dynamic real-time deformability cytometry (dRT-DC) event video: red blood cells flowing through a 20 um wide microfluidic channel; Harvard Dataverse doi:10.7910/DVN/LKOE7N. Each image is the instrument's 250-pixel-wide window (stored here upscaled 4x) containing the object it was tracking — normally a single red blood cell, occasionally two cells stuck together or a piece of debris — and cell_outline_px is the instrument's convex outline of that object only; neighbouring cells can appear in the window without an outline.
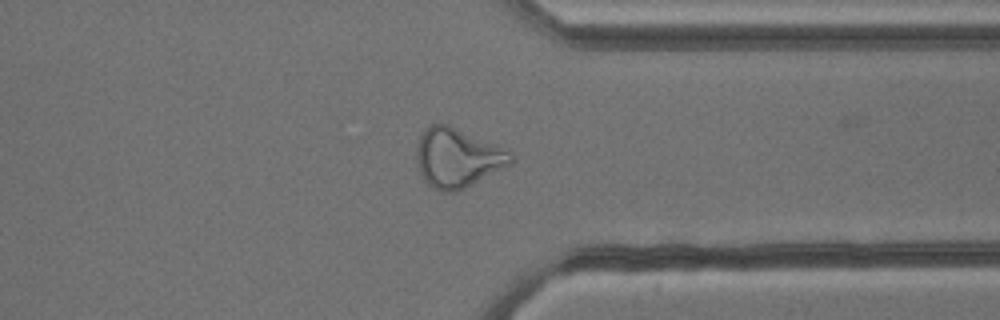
{"species": "common noctule bat (a hibernating species)", "species_latin": "Nyctalus noctula", "temperature_condition": "cold", "stored_images_in_passage": 42, "camera_frame_rate_fps": 3000, "um_per_image_px": 0.085, "animal": {"sex": "male", "body_mass_g": 13.3}, "frame": {"image": 1, "passage_image": 41, "time_ms": 13.333, "image_size_px": [1000, 320], "cell_outline_px": [[512, 164], [464, 188], [452, 192], [440, 192], [432, 188], [428, 184], [416, 160], [416, 148], [420, 136], [424, 128], [428, 124], [444, 124], [456, 128], [512, 152]], "centroid_in_image_um": [38.86, 13.42], "position_along_channel_um": 372.5, "area_um2": 31.96}}